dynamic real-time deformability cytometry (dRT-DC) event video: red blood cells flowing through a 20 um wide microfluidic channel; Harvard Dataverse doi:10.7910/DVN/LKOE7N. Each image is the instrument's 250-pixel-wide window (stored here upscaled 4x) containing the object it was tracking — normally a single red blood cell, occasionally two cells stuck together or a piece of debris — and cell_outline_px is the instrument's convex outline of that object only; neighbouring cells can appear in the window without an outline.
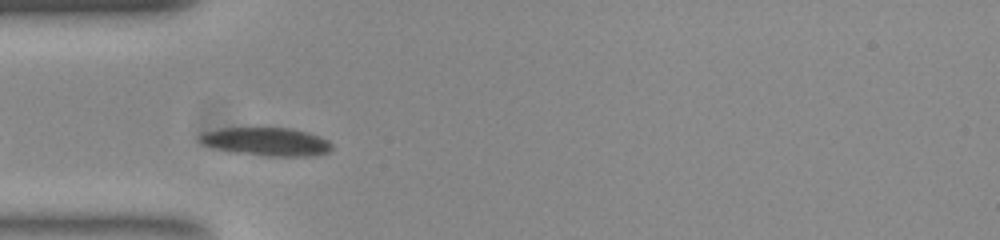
{"species": "common noctule bat (a hibernating species)", "species_latin": "Nyctalus noctula", "temperature_condition": "room temperature", "stored_images_in_passage": 42, "camera_frame_rate_fps": 3000, "um_per_image_px": 0.085, "animal": {"sex": "female", "body_mass_g": 23.0, "forearm_length_mm": 53.4}, "frame": {"image": 1, "passage_image": 3, "time_ms": 0.667, "image_size_px": [1000, 240], "cell_outline_px": [[332, 148], [328, 152], [308, 156], [268, 156], [236, 152], [204, 144], [200, 140], [200, 136], [204, 132], [220, 128], [292, 128], [308, 132], [320, 136], [328, 140], [332, 144]], "centroid_in_image_um": [22.72, 12.03], "position_along_channel_um": 62.3, "area_um2": 21.39}}
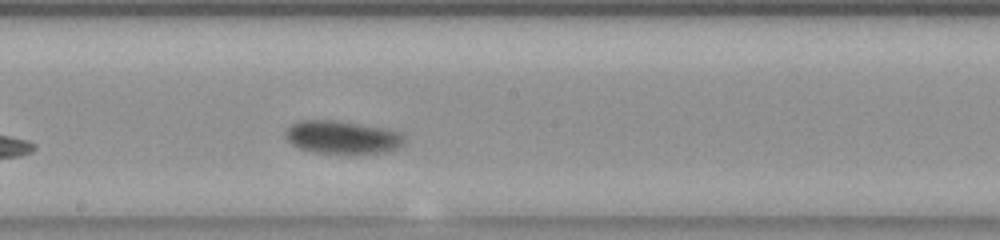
{"frame": {"image": 2, "passage_image": 16, "time_ms": 5.0, "image_size_px": [1000, 240], "cell_outline_px": [[404, 140], [396, 148], [384, 152], [356, 156], [340, 156], [312, 152], [300, 148], [292, 144], [288, 140], [288, 128], [292, 124], [300, 120], [332, 120], [376, 128], [396, 132]], "centroid_in_image_um": [29.03, 11.74], "position_along_channel_um": 219.2, "area_um2": 22.72}}
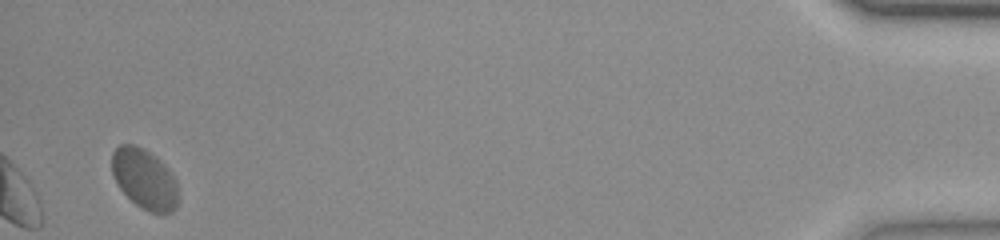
{"frame": {"image": 3, "passage_image": 40, "time_ms": 13.0, "image_size_px": [1000, 240], "cell_outline_px": [[176, 208], [172, 212], [164, 216], [148, 212], [140, 208], [116, 184], [112, 172], [112, 152], [120, 144], [132, 144], [144, 148], [160, 160], [168, 168], [176, 180]], "centroid_in_image_um": [12.28, 15.23], "position_along_channel_um": 422.9, "area_um2": 23.41}, "authors_computed_cell_mechanics": {"area_um2": 22.3397, "velocity_mm_per_s": 3.6542, "shape_relaxation_time_tau1_ms": 2.5501, "shape_relaxation_time_tau2_ms": 0.9956, "deformation_change_tau1": 0.1179, "deformation_change_tau2": 0.0378}}